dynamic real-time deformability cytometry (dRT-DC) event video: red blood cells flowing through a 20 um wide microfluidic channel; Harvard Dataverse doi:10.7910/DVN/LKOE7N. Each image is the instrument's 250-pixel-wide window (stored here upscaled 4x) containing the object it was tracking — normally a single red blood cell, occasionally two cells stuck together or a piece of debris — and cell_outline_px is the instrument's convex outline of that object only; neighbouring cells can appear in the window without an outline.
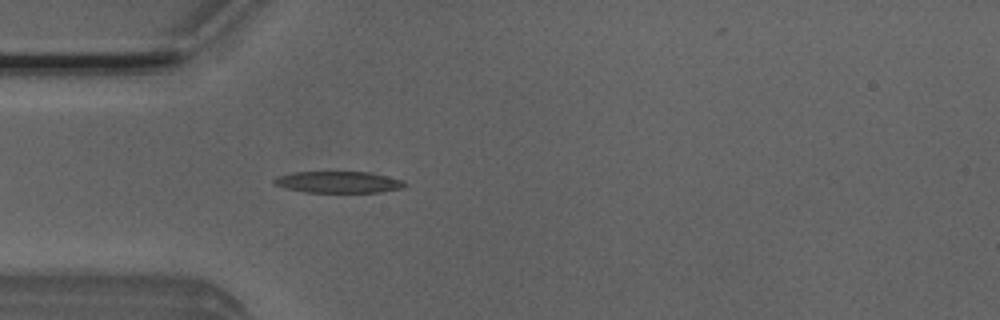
{"species": "Egyptian fruit bat (a non-hibernating species)", "species_latin": "Rousettus aegyptiacus", "temperature_condition": "room temperature", "stored_images_in_passage": 28, "camera_frame_rate_fps": 3000, "um_per_image_px": 0.085, "animal": {"sex": "male"}, "frame": {"image": 1, "passage_image": 5, "time_ms": 1.333, "image_size_px": [1000, 320], "cell_outline_px": [[408, 184], [404, 188], [380, 192], [304, 192], [284, 188], [272, 184], [272, 180], [276, 176], [296, 172], [372, 172], [404, 180]], "centroid_in_image_um": [28.78, 15.48], "position_along_channel_um": 56.2, "area_um2": 16.65}}
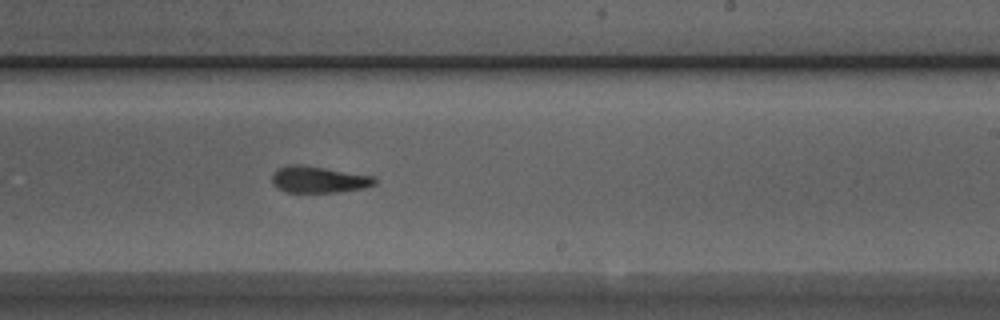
{"frame": {"image": 2, "passage_image": 21, "time_ms": 6.667, "image_size_px": [1000, 320], "cell_outline_px": [[376, 184], [364, 188], [336, 192], [288, 192], [276, 188], [272, 184], [272, 172], [276, 168], [288, 164], [304, 164], [376, 176]], "centroid_in_image_um": [27.06, 15.24], "position_along_channel_um": 261.9, "area_um2": 16.3}}
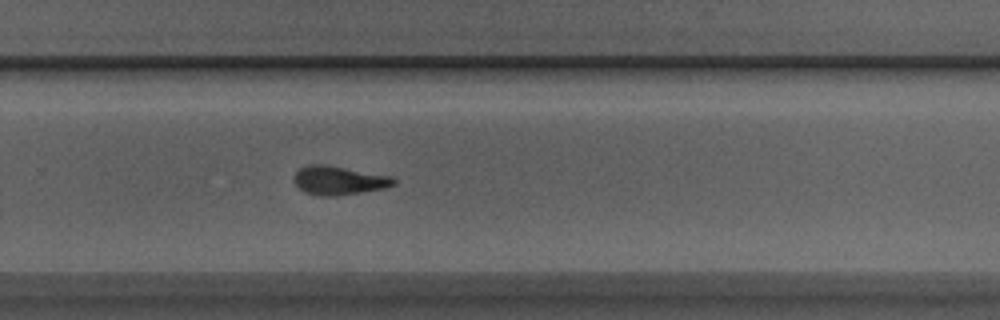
{"frame": {"image": 3, "passage_image": 24, "time_ms": 7.667, "image_size_px": [1000, 320], "cell_outline_px": [[396, 184], [384, 188], [336, 196], [320, 196], [304, 192], [292, 180], [296, 172], [300, 168], [308, 164], [324, 164], [392, 176], [396, 180]], "centroid_in_image_um": [28.79, 15.33], "position_along_channel_um": 301.0, "area_um2": 16.7}}